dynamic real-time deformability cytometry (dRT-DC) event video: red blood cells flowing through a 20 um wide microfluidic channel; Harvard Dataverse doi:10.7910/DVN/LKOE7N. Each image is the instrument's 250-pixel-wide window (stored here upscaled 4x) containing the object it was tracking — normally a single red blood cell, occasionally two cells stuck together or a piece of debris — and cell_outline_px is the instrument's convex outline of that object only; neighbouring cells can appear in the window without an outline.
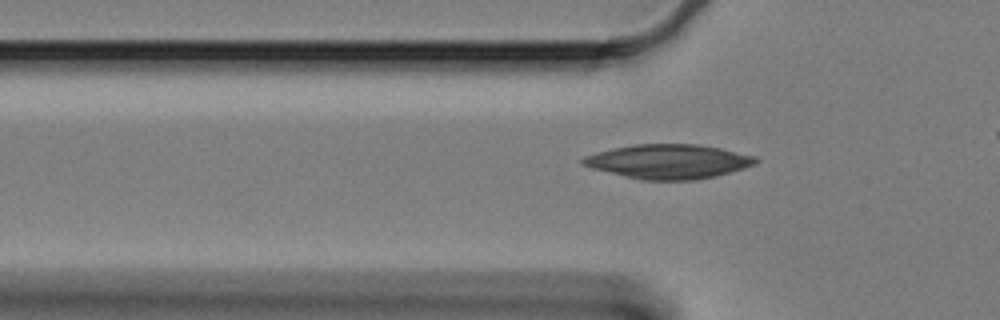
{"species": "Egyptian fruit bat (a non-hibernating species)", "species_latin": "Rousettus aegyptiacus", "temperature_condition": "cold", "stored_images_in_passage": 39, "camera_frame_rate_fps": 3000, "um_per_image_px": 0.085, "animal": {"sex": "female"}, "frame": {"image": 1, "passage_image": 6, "time_ms": 1.667, "image_size_px": [1000, 320], "cell_outline_px": [[760, 160], [756, 164], [744, 168], [716, 176], [692, 180], [640, 180], [592, 168], [580, 164], [580, 160], [584, 156], [596, 152], [612, 148], [636, 144], [700, 144], [720, 148], [756, 156]], "centroid_in_image_um": [56.82, 13.72], "position_along_channel_um": 69.0, "area_um2": 34.74}}
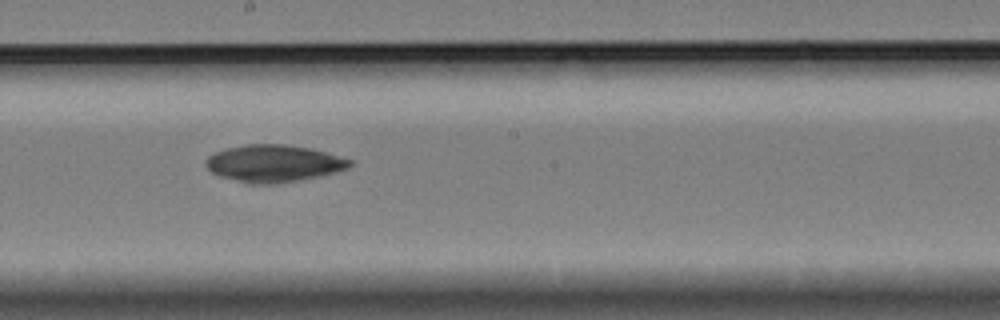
{"frame": {"image": 2, "passage_image": 20, "time_ms": 6.333, "image_size_px": [1000, 320], "cell_outline_px": [[352, 164], [348, 168], [336, 172], [320, 176], [276, 184], [248, 184], [220, 176], [212, 172], [204, 164], [208, 156], [224, 148], [248, 144], [284, 144], [312, 148], [352, 160]], "centroid_in_image_um": [23.25, 13.89], "position_along_channel_um": 224.9, "area_um2": 31.27}}
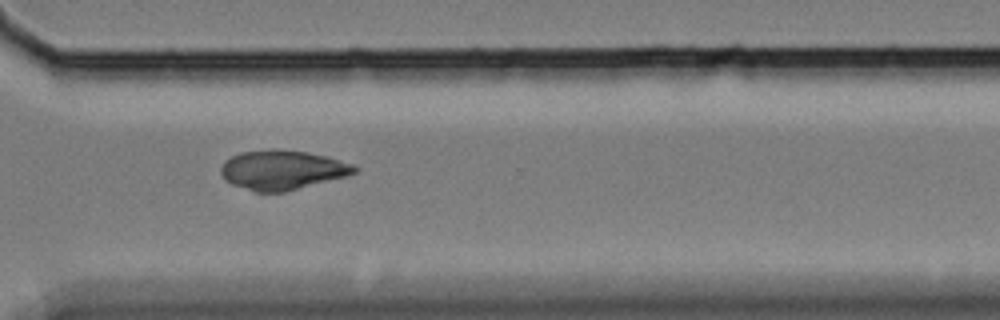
{"frame": {"image": 3, "passage_image": 31, "time_ms": 10.0, "image_size_px": [1000, 320], "cell_outline_px": [[360, 168], [356, 172], [348, 176], [284, 192], [256, 192], [232, 184], [220, 172], [220, 168], [232, 156], [240, 152], [272, 148], [280, 148], [308, 152], [328, 156], [352, 164]], "centroid_in_image_um": [24.05, 14.43], "position_along_channel_um": 346.6, "area_um2": 30.81}}